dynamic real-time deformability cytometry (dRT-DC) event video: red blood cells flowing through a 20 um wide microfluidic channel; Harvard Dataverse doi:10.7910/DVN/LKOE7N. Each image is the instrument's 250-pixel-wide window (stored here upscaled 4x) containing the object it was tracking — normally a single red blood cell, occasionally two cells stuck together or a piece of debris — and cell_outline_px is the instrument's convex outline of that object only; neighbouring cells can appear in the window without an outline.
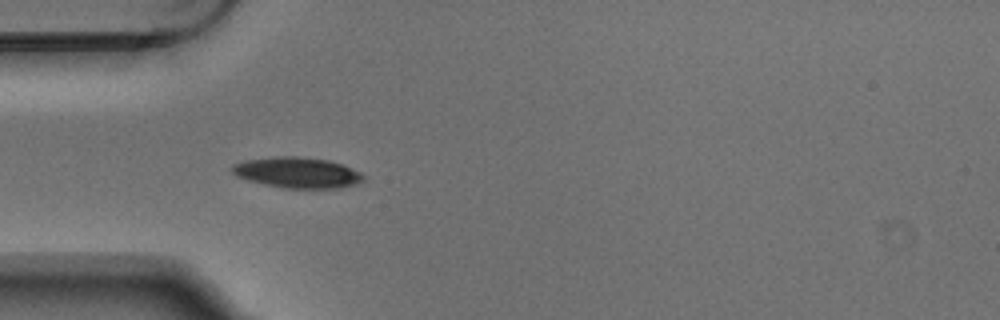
{"species": "Egyptian fruit bat (a non-hibernating species)", "species_latin": "Rousettus aegyptiacus", "temperature_condition": "warm", "stored_images_in_passage": 5, "camera_frame_rate_fps": 3000, "um_per_image_px": 0.085, "animal": {"sex": "male"}, "frame": {"image": 1, "passage_image": 5, "time_ms": 1.333, "image_size_px": [1000, 320], "cell_outline_px": [[364, 180], [356, 184], [340, 188], [284, 188], [264, 184], [248, 180], [236, 176], [232, 172], [232, 164], [244, 160], [276, 156], [300, 156], [328, 160], [344, 164], [360, 172], [364, 176]], "centroid_in_image_um": [25.28, 14.66], "position_along_channel_um": 59.7, "area_um2": 23.7}}